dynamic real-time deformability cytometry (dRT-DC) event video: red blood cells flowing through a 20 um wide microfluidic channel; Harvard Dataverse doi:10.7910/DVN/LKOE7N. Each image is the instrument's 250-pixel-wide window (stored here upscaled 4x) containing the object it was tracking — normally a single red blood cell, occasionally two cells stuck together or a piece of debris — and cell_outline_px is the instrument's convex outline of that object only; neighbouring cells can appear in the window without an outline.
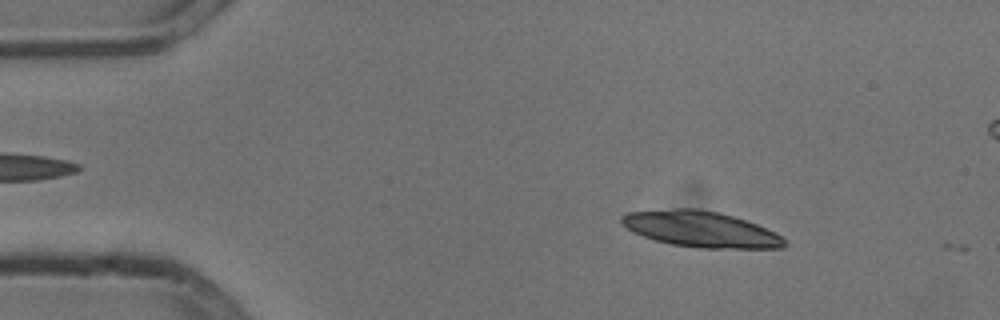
{"species": "common noctule bat (a hibernating species)", "species_latin": "Nyctalus noctula", "temperature_condition": "cold", "stored_images_in_passage": 8, "camera_frame_rate_fps": 3000, "um_per_image_px": 0.085, "animal": {"sex": "male", "body_mass_g": 13.3}, "frame": {"image": 1, "passage_image": 7, "time_ms": 2.0, "image_size_px": [1000, 320], "cell_outline_px": [[788, 244], [784, 248], [696, 248], [672, 244], [656, 240], [632, 232], [620, 220], [620, 216], [628, 212], [676, 208], [696, 208], [716, 212], [732, 216], [756, 224], [776, 232], [788, 240]], "centroid_in_image_um": [59.6, 19.49], "position_along_channel_um": 25.4, "area_um2": 34.04}}